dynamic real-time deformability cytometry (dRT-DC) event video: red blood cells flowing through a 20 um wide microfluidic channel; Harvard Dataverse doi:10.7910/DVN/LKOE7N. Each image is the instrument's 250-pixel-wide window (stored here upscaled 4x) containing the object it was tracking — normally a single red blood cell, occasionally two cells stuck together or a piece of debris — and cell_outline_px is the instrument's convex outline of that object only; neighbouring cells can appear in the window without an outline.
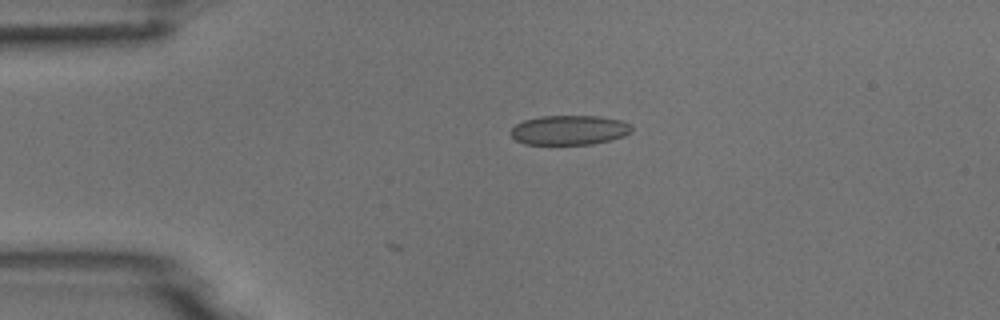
{"species": "common noctule bat (a hibernating species)", "species_latin": "Nyctalus noctula", "temperature_condition": "room temperature", "stored_images_in_passage": 2, "camera_frame_rate_fps": 3000, "um_per_image_px": 0.085, "animal": {"sex": "male", "body_mass_g": 18.8}, "frame": {"image": 1, "passage_image": 2, "time_ms": 0.333, "image_size_px": [1000, 320], "cell_outline_px": [[632, 132], [624, 136], [592, 144], [524, 144], [516, 140], [508, 132], [516, 124], [524, 120], [540, 116], [600, 116], [620, 120], [628, 124], [632, 128]], "centroid_in_image_um": [48.36, 11.05], "position_along_channel_um": 36.6, "area_um2": 20.81}}